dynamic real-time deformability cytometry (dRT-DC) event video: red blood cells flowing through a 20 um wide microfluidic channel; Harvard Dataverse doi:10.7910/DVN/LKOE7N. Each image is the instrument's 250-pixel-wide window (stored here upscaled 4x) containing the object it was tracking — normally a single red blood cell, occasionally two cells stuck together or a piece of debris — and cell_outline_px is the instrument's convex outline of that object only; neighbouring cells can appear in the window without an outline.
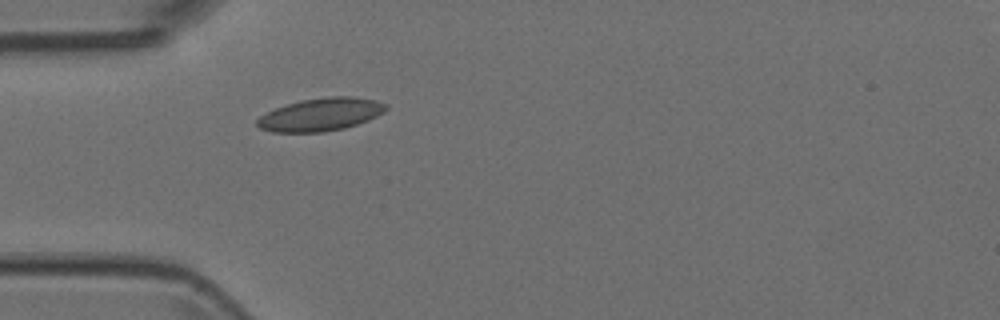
{"species": "Egyptian fruit bat (a non-hibernating species)", "species_latin": "Rousettus aegyptiacus", "temperature_condition": "room temperature", "stored_images_in_passage": 1, "camera_frame_rate_fps": 3000, "um_per_image_px": 0.085, "animal": {"sex": "female"}, "frame": {"image": 1, "passage_image": 1, "time_ms": 0.0, "image_size_px": [1000, 320], "cell_outline_px": [[388, 108], [384, 112], [368, 120], [344, 128], [324, 132], [272, 132], [260, 128], [256, 124], [256, 120], [260, 116], [276, 108], [300, 100], [328, 96], [352, 96], [376, 100], [388, 104]], "centroid_in_image_um": [27.28, 9.72], "position_along_channel_um": 57.7, "area_um2": 24.68}}